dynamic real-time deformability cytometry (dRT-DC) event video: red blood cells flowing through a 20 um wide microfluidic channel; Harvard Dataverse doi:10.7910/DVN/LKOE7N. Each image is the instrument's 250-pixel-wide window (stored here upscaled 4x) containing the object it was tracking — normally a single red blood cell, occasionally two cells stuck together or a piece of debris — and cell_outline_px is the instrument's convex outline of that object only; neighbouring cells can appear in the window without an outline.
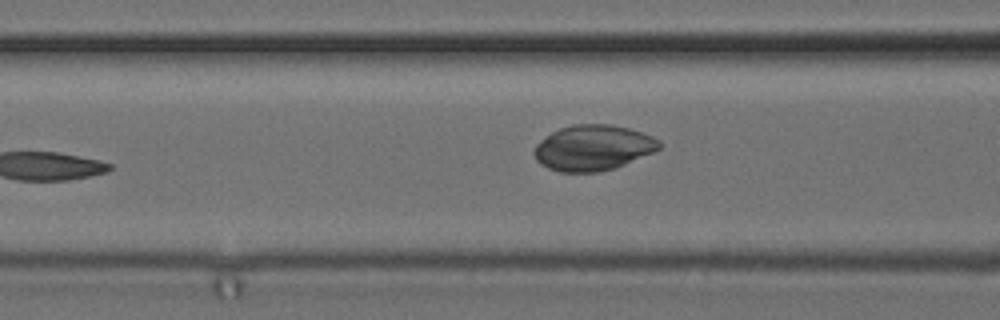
{"species": "common noctule bat (a hibernating species)", "species_latin": "Nyctalus noctula", "temperature_condition": "cold", "stored_images_in_passage": 7, "camera_frame_rate_fps": 3000, "um_per_image_px": 0.085, "animal": {"sex": "female", "body_mass_g": 24.6, "forearm_length_mm": 56.2}, "frame": {"image": 1, "passage_image": 6, "time_ms": 1.667, "image_size_px": [1000, 320], "cell_outline_px": [[660, 148], [652, 152], [616, 168], [600, 172], [560, 172], [548, 168], [540, 164], [536, 160], [532, 152], [536, 144], [552, 132], [560, 128], [572, 124], [612, 124], [628, 128], [652, 136], [660, 140]], "centroid_in_image_um": [50.38, 12.56], "position_along_channel_um": 116.2, "area_um2": 33.23}}
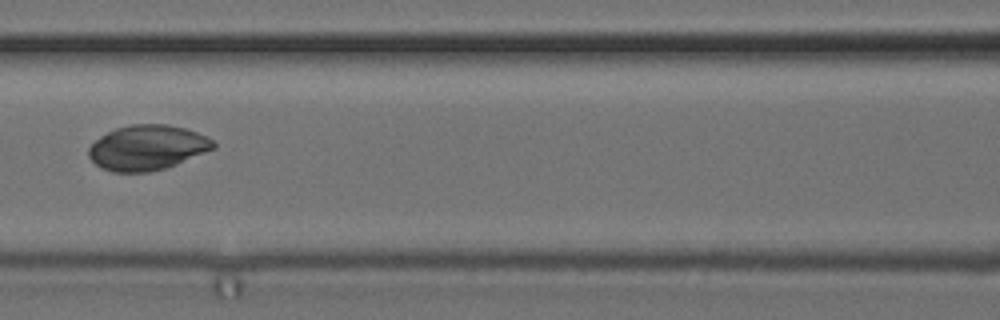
{"frame": {"image": 2, "passage_image": 7, "time_ms": 2.0, "image_size_px": [1000, 320], "cell_outline_px": [[216, 148], [176, 164], [164, 168], [148, 172], [112, 172], [100, 168], [88, 156], [88, 148], [100, 136], [116, 128], [132, 124], [168, 124], [184, 128], [196, 132], [212, 140], [216, 144]], "centroid_in_image_um": [12.5, 12.55], "position_along_channel_um": 154.1, "area_um2": 32.6}}